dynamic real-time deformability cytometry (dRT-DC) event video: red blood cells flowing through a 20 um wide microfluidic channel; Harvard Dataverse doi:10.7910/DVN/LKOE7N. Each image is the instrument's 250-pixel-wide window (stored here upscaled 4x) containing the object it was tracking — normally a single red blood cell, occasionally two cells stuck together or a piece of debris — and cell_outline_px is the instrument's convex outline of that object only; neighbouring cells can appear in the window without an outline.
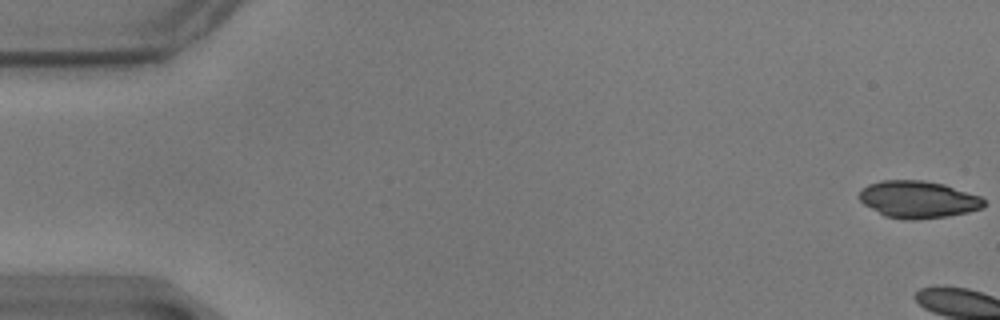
{"species": "common noctule bat (a hibernating species)", "species_latin": "Nyctalus noctula", "temperature_condition": "warm", "stored_images_in_passage": 5, "camera_frame_rate_fps": 3000, "um_per_image_px": 0.085, "animal": {"sex": "male", "body_mass_g": 17.9}, "frame": {"image": 1, "passage_image": 1, "time_ms": 0.0, "image_size_px": [1000, 320], "cell_outline_px": [[984, 204], [980, 208], [968, 212], [948, 216], [916, 220], [904, 220], [884, 216], [864, 204], [860, 200], [860, 192], [868, 184], [880, 180], [924, 180], [944, 184], [980, 196], [984, 200]], "centroid_in_image_um": [78.02, 16.95], "position_along_channel_um": 7.0, "area_um2": 26.93}}